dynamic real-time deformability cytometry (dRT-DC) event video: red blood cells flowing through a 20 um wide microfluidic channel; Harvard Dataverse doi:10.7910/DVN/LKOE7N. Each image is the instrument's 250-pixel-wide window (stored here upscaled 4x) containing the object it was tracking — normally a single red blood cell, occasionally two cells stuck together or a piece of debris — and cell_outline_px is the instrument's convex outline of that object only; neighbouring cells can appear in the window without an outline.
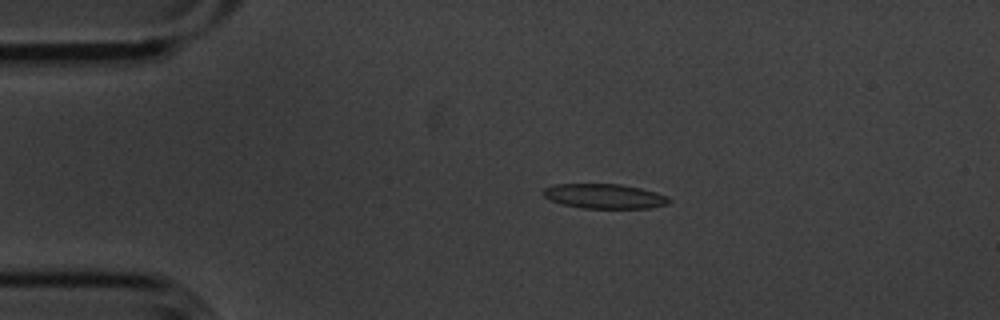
{"species": "common noctule bat (a hibernating species)", "species_latin": "Nyctalus noctula", "temperature_condition": "cold", "stored_images_in_passage": 55, "camera_frame_rate_fps": 3000, "um_per_image_px": 0.085, "animal": {"sex": "male", "body_mass_g": 20.1, "forearm_length_mm": 53.5}, "frame": {"image": 1, "passage_image": 11, "time_ms": 3.333, "image_size_px": [1000, 320], "cell_outline_px": [[672, 200], [668, 204], [652, 208], [580, 208], [564, 204], [552, 200], [544, 196], [544, 188], [552, 184], [620, 184], [640, 188], [656, 192], [668, 196]], "centroid_in_image_um": [51.43, 16.68], "position_along_channel_um": 33.6, "area_um2": 18.09}}
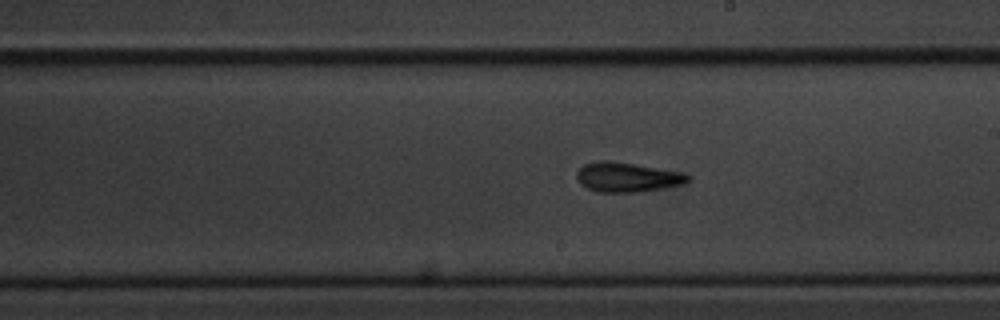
{"frame": {"image": 2, "passage_image": 31, "time_ms": 10.0, "image_size_px": [1000, 320], "cell_outline_px": [[692, 180], [688, 184], [636, 192], [600, 192], [588, 188], [580, 184], [576, 176], [576, 172], [584, 164], [600, 160], [608, 160], [680, 172], [692, 176]], "centroid_in_image_um": [53.34, 15.06], "position_along_channel_um": 235.7, "area_um2": 19.13}}
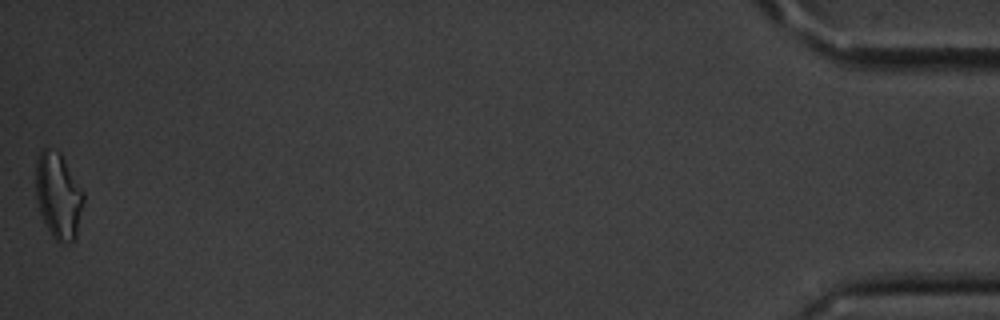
{"frame": {"image": 3, "passage_image": 55, "time_ms": 18.0, "image_size_px": [1000, 320], "cell_outline_px": [[84, 204], [76, 240], [68, 244], [60, 244], [52, 236], [40, 212], [36, 200], [36, 160], [40, 152], [44, 148], [48, 148], [60, 152], [84, 192]], "centroid_in_image_um": [4.98, 16.67], "position_along_channel_um": 430.2, "area_um2": 24.22}, "authors_computed_cell_mechanics": {"area_um2": 18.207, "velocity_mm_per_s": 3.6177, "shape_relaxation_time_tau1_ms": 5.5888, "shape_relaxation_time_tau2_ms": 7.573, "deformation_change_tau1": 0.1478, "deformation_change_tau2": 0.1715}}